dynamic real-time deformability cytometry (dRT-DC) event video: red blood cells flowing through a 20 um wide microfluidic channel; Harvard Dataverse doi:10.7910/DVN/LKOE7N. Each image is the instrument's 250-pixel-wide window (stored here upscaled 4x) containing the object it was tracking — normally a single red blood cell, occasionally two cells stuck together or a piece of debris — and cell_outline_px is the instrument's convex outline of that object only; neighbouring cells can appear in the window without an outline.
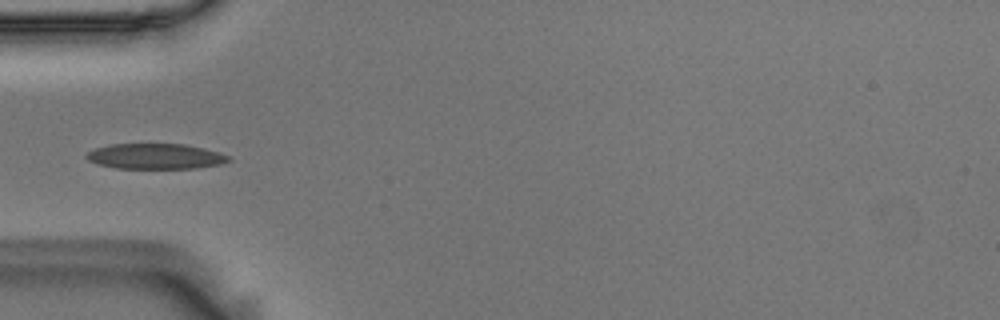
{"species": "Egyptian fruit bat (a non-hibernating species)", "species_latin": "Rousettus aegyptiacus", "temperature_condition": "room temperature", "stored_images_in_passage": 39, "camera_frame_rate_fps": 3000, "um_per_image_px": 0.085, "animal": {"sex": "male"}, "frame": {"image": 1, "passage_image": 1, "time_ms": 0.0, "image_size_px": [1000, 320], "cell_outline_px": [[232, 160], [220, 164], [196, 168], [116, 168], [96, 164], [88, 160], [84, 156], [88, 152], [96, 148], [108, 144], [184, 144], [204, 148], [220, 152], [232, 156]], "centroid_in_image_um": [13.23, 13.28], "position_along_channel_um": 71.8, "area_um2": 21.21}}
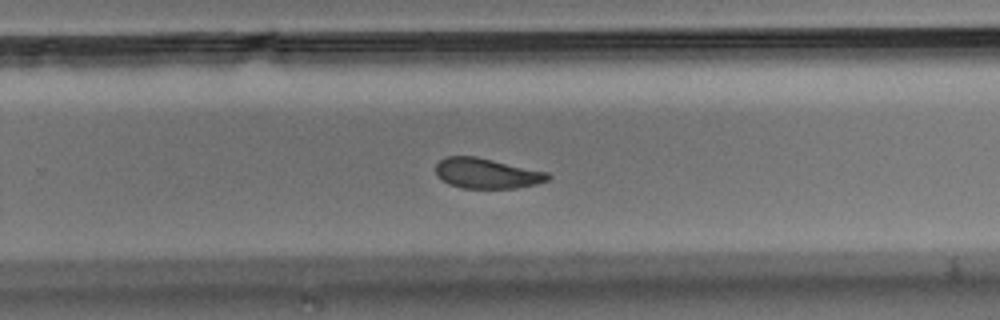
{"frame": {"image": 2, "passage_image": 19, "time_ms": 6.0, "image_size_px": [1000, 320], "cell_outline_px": [[552, 176], [548, 180], [536, 184], [516, 188], [464, 188], [448, 184], [436, 176], [436, 164], [444, 156], [476, 156], [548, 172]], "centroid_in_image_um": [41.36, 14.73], "position_along_channel_um": 288.4, "area_um2": 19.88}}
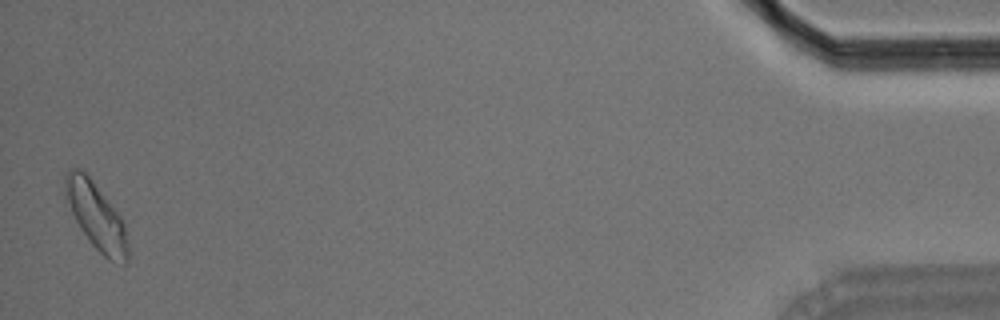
{"frame": {"image": 3, "passage_image": 38, "time_ms": 12.333, "image_size_px": [1000, 320], "cell_outline_px": [[128, 260], [124, 264], [108, 260], [92, 244], [80, 228], [64, 200], [64, 172], [72, 168], [80, 168], [92, 180], [120, 216], [124, 224], [128, 244]], "centroid_in_image_um": [8.14, 18.35], "position_along_channel_um": 427.1, "area_um2": 24.39}, "authors_computed_cell_mechanics": {"area_um2": 21.1548, "velocity_mm_per_s": 3.5996, "shape_relaxation_time_tau1_ms": 3.1098, "shape_relaxation_time_tau2_ms": 3.6481, "deformation_change_tau1": 0.1204, "deformation_change_tau2": 0.09}}